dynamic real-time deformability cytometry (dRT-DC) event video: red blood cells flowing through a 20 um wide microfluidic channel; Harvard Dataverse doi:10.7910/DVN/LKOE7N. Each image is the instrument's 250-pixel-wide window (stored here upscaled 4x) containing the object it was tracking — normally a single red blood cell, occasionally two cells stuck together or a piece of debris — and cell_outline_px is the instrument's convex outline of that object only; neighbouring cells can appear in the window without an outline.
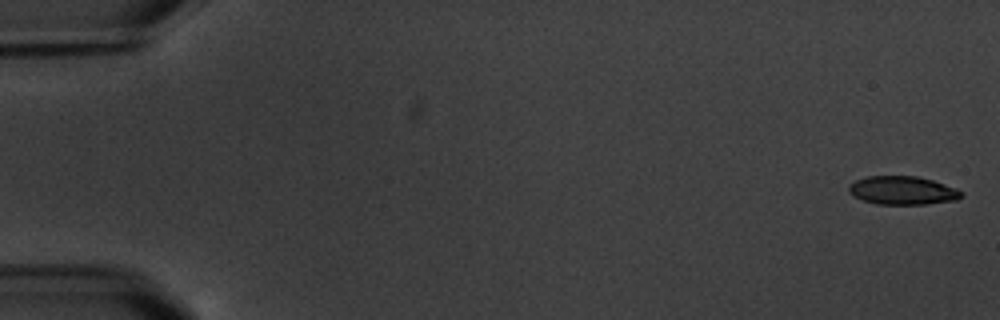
{"species": "common noctule bat (a hibernating species)", "species_latin": "Nyctalus noctula", "temperature_condition": "warm", "stored_images_in_passage": 6, "camera_frame_rate_fps": 3000, "um_per_image_px": 0.085, "animal": {"sex": "male", "body_mass_g": 20.1, "forearm_length_mm": 53.5}, "frame": {"image": 1, "passage_image": 1, "time_ms": 0.0, "image_size_px": [1000, 320], "cell_outline_px": [[964, 196], [956, 200], [928, 204], [876, 204], [852, 196], [848, 192], [848, 184], [856, 180], [868, 176], [916, 176], [932, 180], [956, 188], [964, 192]], "centroid_in_image_um": [76.72, 16.19], "position_along_channel_um": 8.3, "area_um2": 18.79}}
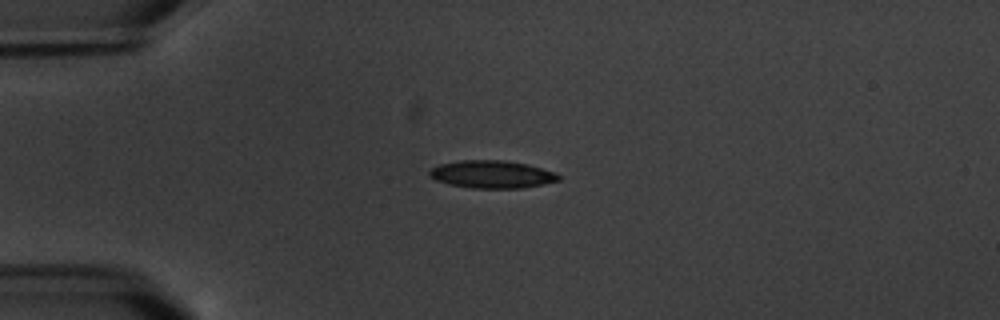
{"frame": {"image": 2, "passage_image": 5, "time_ms": 4.667, "image_size_px": [1000, 320], "cell_outline_px": [[560, 180], [544, 184], [524, 188], [472, 188], [448, 184], [436, 180], [428, 176], [428, 172], [432, 168], [440, 164], [460, 160], [500, 160], [528, 164], [556, 172], [560, 176]], "centroid_in_image_um": [41.82, 14.82], "position_along_channel_um": 43.2, "area_um2": 20.92}}